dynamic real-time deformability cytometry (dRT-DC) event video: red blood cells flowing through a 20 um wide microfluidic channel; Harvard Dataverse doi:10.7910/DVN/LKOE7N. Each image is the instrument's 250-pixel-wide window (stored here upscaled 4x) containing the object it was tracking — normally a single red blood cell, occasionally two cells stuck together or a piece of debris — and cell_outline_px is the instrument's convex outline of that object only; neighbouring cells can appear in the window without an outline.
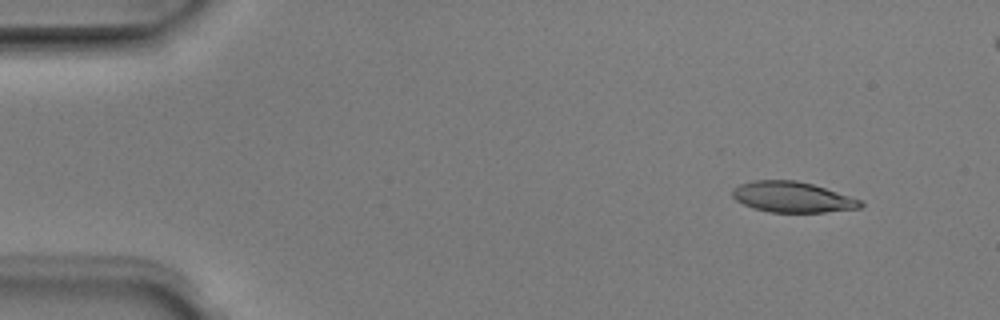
{"species": "Egyptian fruit bat (a non-hibernating species)", "species_latin": "Rousettus aegyptiacus", "temperature_condition": "room temperature", "stored_images_in_passage": 6, "camera_frame_rate_fps": 3000, "um_per_image_px": 0.085, "animal": {"sex": "male"}, "frame": {"image": 1, "passage_image": 2, "time_ms": 0.333, "image_size_px": [1000, 320], "cell_outline_px": [[864, 204], [860, 208], [824, 212], [768, 212], [752, 208], [736, 200], [732, 196], [732, 188], [740, 184], [752, 180], [796, 180], [812, 184], [860, 200]], "centroid_in_image_um": [67.3, 16.75], "position_along_channel_um": 17.7, "area_um2": 22.72}}